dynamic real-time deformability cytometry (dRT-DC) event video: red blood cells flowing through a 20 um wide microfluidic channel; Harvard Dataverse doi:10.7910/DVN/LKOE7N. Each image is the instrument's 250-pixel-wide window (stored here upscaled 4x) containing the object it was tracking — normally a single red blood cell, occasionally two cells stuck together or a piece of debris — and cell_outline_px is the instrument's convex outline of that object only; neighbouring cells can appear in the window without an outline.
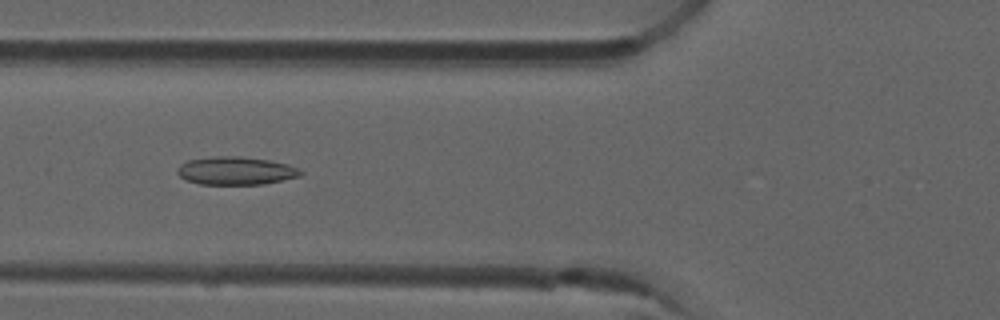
{"species": "common noctule bat (a hibernating species)", "species_latin": "Nyctalus noctula", "temperature_condition": "room temperature", "stored_images_in_passage": 51, "camera_frame_rate_fps": 3000, "um_per_image_px": 0.085, "animal": {"sex": "male", "forearm_length_mm": 52.5}, "frame": {"image": 1, "passage_image": 19, "time_ms": 6.0, "image_size_px": [1000, 320], "cell_outline_px": [[304, 172], [300, 176], [264, 184], [200, 184], [188, 180], [180, 176], [176, 172], [176, 168], [180, 164], [188, 160], [220, 156], [240, 156], [268, 160], [288, 164]], "centroid_in_image_um": [20.04, 14.51], "position_along_channel_um": 105.8, "area_um2": 20.0}}
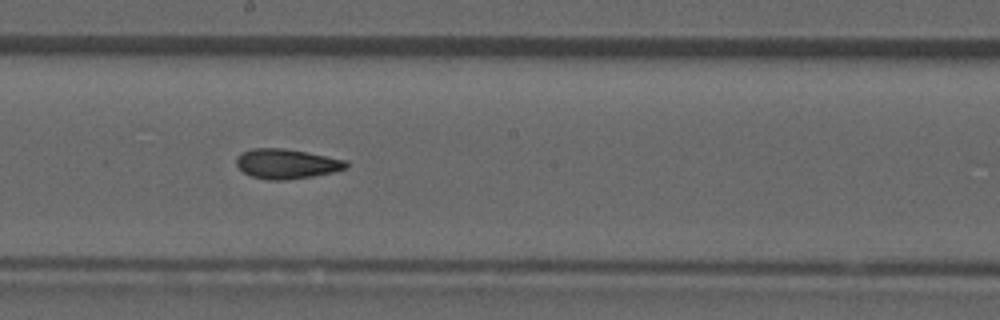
{"frame": {"image": 2, "passage_image": 28, "time_ms": 9.0, "image_size_px": [1000, 320], "cell_outline_px": [[348, 168], [332, 172], [312, 176], [284, 180], [268, 180], [252, 176], [244, 172], [236, 164], [236, 160], [244, 152], [252, 148], [284, 148], [348, 160]], "centroid_in_image_um": [24.4, 13.92], "position_along_channel_um": 223.8, "area_um2": 18.84}}
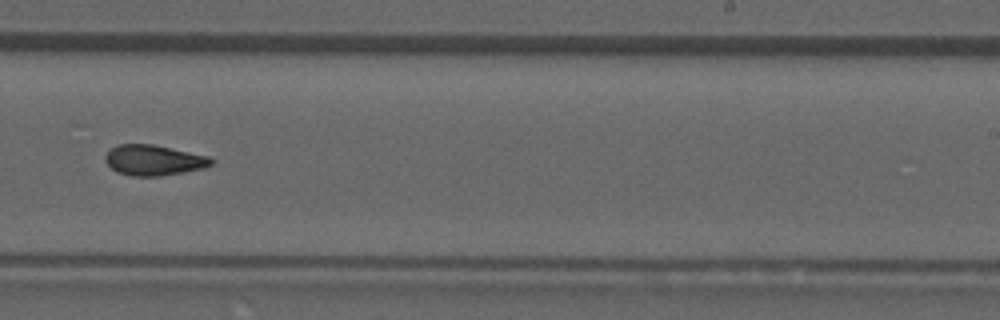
{"frame": {"image": 3, "passage_image": 32, "time_ms": 10.333, "image_size_px": [1000, 320], "cell_outline_px": [[216, 160], [212, 164], [204, 168], [160, 176], [132, 176], [116, 172], [104, 160], [104, 156], [116, 144], [152, 144], [208, 156]], "centroid_in_image_um": [13.06, 13.61], "position_along_channel_um": 275.9, "area_um2": 18.79}, "authors_computed_cell_mechanics": {"area_um2": 18.8428, "velocity_mm_per_s": 3.9337, "shape_relaxation_time_tau1_ms": null, "shape_relaxation_time_tau2_ms": 2.6262, "deformation_change_tau1": null, "deformation_change_tau2": 0.087}}